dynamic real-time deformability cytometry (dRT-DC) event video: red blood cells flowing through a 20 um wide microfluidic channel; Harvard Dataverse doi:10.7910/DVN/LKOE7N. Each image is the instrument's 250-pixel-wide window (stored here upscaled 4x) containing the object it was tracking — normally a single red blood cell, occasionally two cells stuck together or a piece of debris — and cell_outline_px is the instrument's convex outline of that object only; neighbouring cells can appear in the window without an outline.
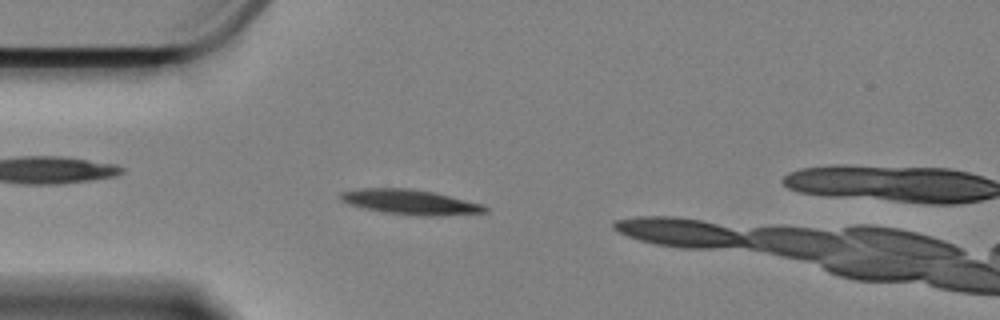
{"species": "Egyptian fruit bat (a non-hibernating species)", "species_latin": "Rousettus aegyptiacus", "temperature_condition": "cold", "stored_images_in_passage": 43, "camera_frame_rate_fps": 3000, "um_per_image_px": 0.085, "animal": {"sex": "female"}, "frame": {"image": 1, "passage_image": 8, "time_ms": 2.333, "image_size_px": [1000, 320], "cell_outline_px": [[488, 212], [444, 216], [416, 216], [384, 212], [360, 208], [348, 204], [340, 200], [340, 192], [360, 188], [408, 188], [432, 192], [484, 204], [488, 208]], "centroid_in_image_um": [34.87, 17.18], "position_along_channel_um": 50.1, "area_um2": 21.21}}
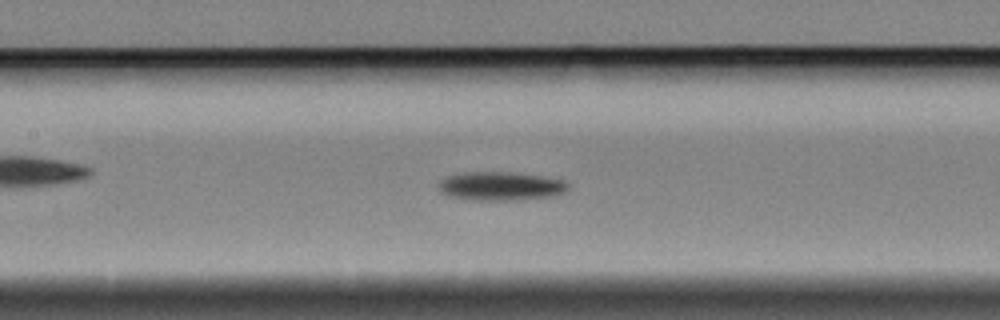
{"frame": {"image": 2, "passage_image": 19, "time_ms": 6.0, "image_size_px": [1000, 320], "cell_outline_px": [[568, 188], [564, 192], [552, 196], [516, 200], [472, 200], [448, 196], [440, 192], [440, 180], [448, 176], [464, 172], [508, 172], [540, 176], [564, 180], [568, 184]], "centroid_in_image_um": [42.54, 15.82], "position_along_channel_um": 164.9, "area_um2": 21.5}}
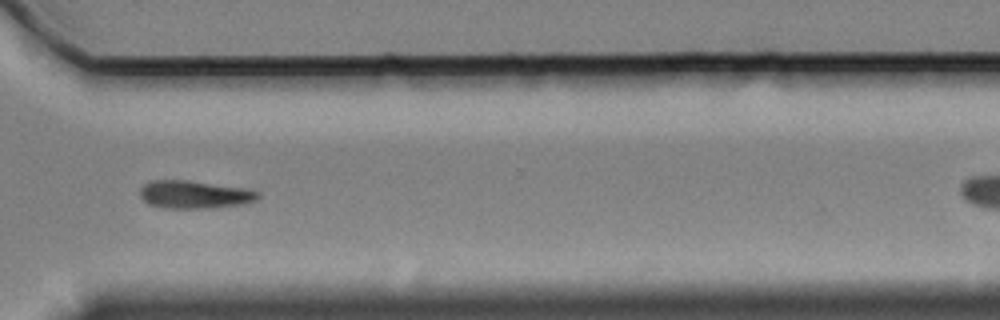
{"frame": {"image": 3, "passage_image": 36, "time_ms": 11.667, "image_size_px": [1000, 320], "cell_outline_px": [[260, 196], [256, 200], [240, 204], [212, 208], [164, 208], [148, 204], [140, 196], [140, 188], [144, 184], [152, 180], [188, 180], [252, 188], [260, 192]], "centroid_in_image_um": [16.57, 16.52], "position_along_channel_um": 354.0, "area_um2": 19.48}}